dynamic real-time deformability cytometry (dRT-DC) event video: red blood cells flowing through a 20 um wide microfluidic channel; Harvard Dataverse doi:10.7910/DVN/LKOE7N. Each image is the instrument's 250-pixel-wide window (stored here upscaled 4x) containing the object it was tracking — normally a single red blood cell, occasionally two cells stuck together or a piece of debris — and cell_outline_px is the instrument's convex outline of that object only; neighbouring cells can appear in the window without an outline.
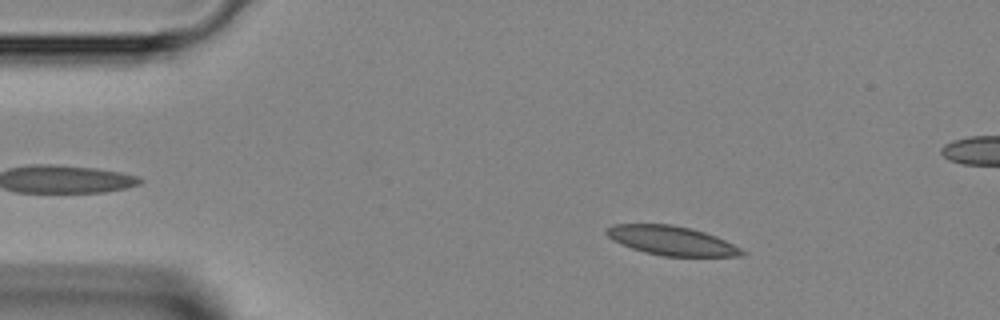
{"species": "Egyptian fruit bat (a non-hibernating species)", "species_latin": "Rousettus aegyptiacus", "temperature_condition": "room temperature", "stored_images_in_passage": 39, "camera_frame_rate_fps": 3000, "um_per_image_px": 0.085, "animal": {"sex": "female"}, "frame": {"image": 1, "passage_image": 7, "time_ms": 2.0, "image_size_px": [1000, 320], "cell_outline_px": [[748, 252], [744, 256], [664, 256], [632, 248], [612, 240], [604, 232], [604, 228], [612, 224], [672, 224], [692, 228], [716, 236]], "centroid_in_image_um": [57.08, 20.44], "position_along_channel_um": 27.9, "area_um2": 23.0}}
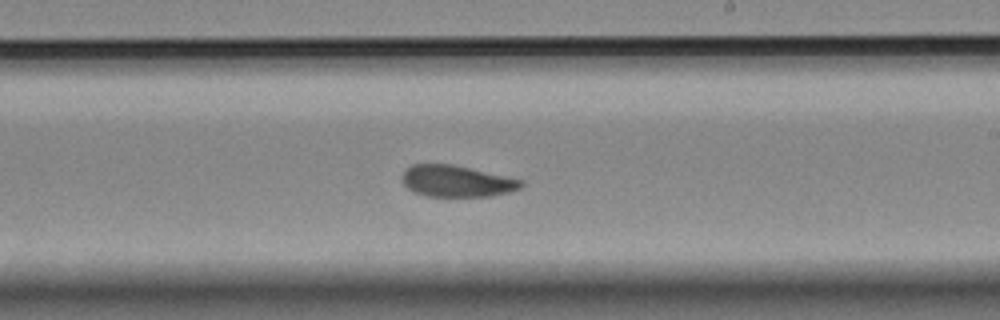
{"frame": {"image": 2, "passage_image": 26, "time_ms": 8.333, "image_size_px": [1000, 320], "cell_outline_px": [[524, 184], [520, 188], [508, 192], [492, 196], [428, 196], [412, 192], [404, 184], [400, 176], [404, 168], [412, 164], [452, 164], [524, 180]], "centroid_in_image_um": [38.77, 15.39], "position_along_channel_um": 250.2, "area_um2": 21.96}}
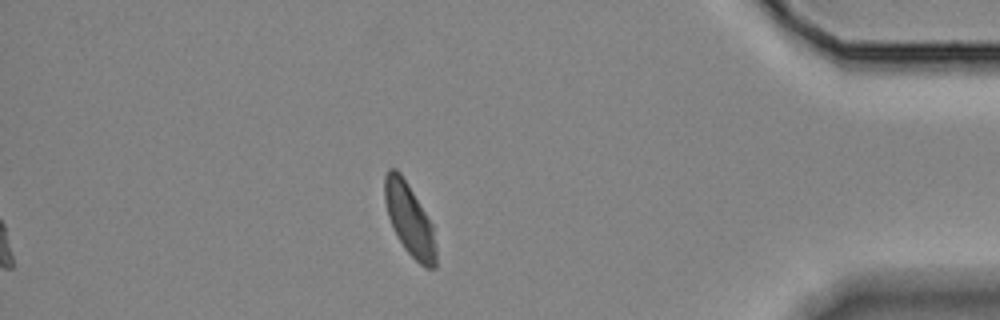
{"frame": {"image": 3, "passage_image": 39, "time_ms": 12.667, "image_size_px": [1000, 320], "cell_outline_px": [[436, 268], [424, 268], [404, 248], [388, 216], [384, 200], [384, 176], [388, 168], [396, 168], [400, 172], [408, 184], [432, 224], [436, 248]], "centroid_in_image_um": [34.8, 18.64], "position_along_channel_um": 400.4, "area_um2": 21.27}}